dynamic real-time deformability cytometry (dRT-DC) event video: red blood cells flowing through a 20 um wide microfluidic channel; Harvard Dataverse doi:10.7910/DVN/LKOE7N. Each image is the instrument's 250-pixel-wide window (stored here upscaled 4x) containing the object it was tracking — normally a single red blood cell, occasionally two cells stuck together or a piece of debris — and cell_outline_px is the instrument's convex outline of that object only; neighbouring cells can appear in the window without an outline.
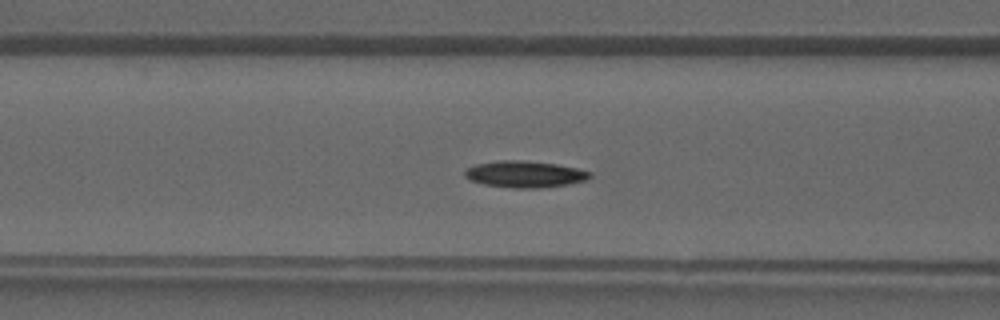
{"species": "common noctule bat (a hibernating species)", "species_latin": "Nyctalus noctula", "temperature_condition": "warm", "stored_images_in_passage": 29, "camera_frame_rate_fps": 3000, "um_per_image_px": 0.085, "animal": {"sex": "male", "forearm_length_mm": 52.5}, "frame": {"image": 1, "passage_image": 16, "time_ms": 5.0, "image_size_px": [1000, 320], "cell_outline_px": [[592, 176], [584, 180], [568, 184], [540, 188], [512, 188], [484, 184], [468, 180], [464, 176], [464, 172], [468, 168], [476, 164], [496, 160], [524, 160], [556, 164], [576, 168], [588, 172]], "centroid_in_image_um": [44.55, 14.8], "position_along_channel_um": 122.1, "area_um2": 19.31}}
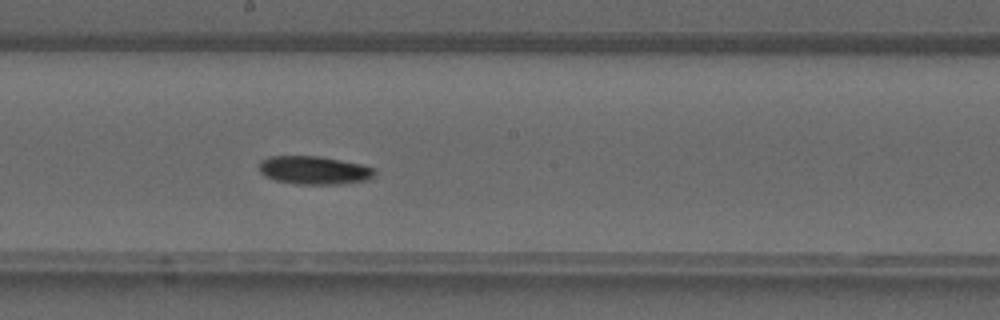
{"frame": {"image": 2, "passage_image": 22, "time_ms": 7.0, "image_size_px": [1000, 320], "cell_outline_px": [[376, 172], [368, 180], [340, 184], [296, 184], [276, 180], [264, 176], [260, 172], [260, 160], [268, 156], [320, 156], [360, 164], [372, 168]], "centroid_in_image_um": [26.67, 14.47], "position_along_channel_um": 221.5, "area_um2": 18.96}}
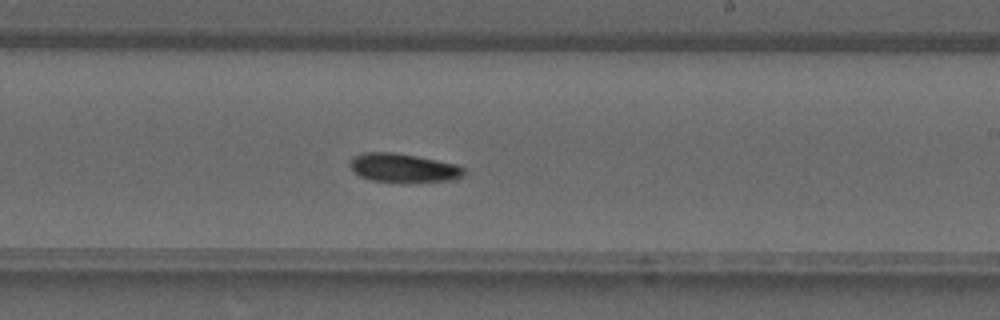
{"frame": {"image": 3, "passage_image": 24, "time_ms": 7.667, "image_size_px": [1000, 320], "cell_outline_px": [[464, 176], [456, 180], [416, 184], [400, 184], [368, 180], [352, 172], [348, 164], [352, 156], [364, 152], [392, 152], [416, 156], [456, 164], [464, 168]], "centroid_in_image_um": [34.27, 14.32], "position_along_channel_um": 254.7, "area_um2": 20.17}}